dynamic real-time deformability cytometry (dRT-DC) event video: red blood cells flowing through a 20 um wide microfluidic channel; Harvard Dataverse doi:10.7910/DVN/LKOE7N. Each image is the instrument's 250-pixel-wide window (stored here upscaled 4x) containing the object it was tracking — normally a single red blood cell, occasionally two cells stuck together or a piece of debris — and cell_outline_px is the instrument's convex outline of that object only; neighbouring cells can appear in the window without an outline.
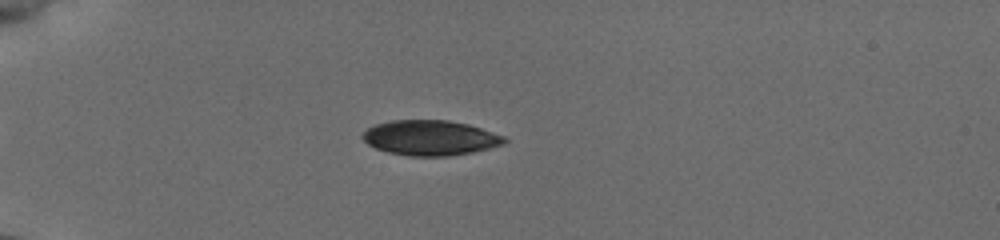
{"species": "common noctule bat (a hibernating species)", "species_latin": "Nyctalus noctula", "temperature_condition": "cold", "stored_images_in_passage": 16, "camera_frame_rate_fps": 3000, "um_per_image_px": 0.085, "animal": {"sex": "female", "body_mass_g": 19.5, "forearm_length_mm": 54.1}, "frame": {"image": 1, "passage_image": 6, "time_ms": 2.0, "image_size_px": [1000, 240], "cell_outline_px": [[508, 140], [504, 144], [472, 152], [448, 156], [408, 156], [388, 152], [376, 148], [368, 144], [360, 136], [368, 128], [376, 124], [392, 120], [448, 120], [468, 124], [504, 136]], "centroid_in_image_um": [36.56, 11.71], "position_along_channel_um": 48.4, "area_um2": 28.9}}
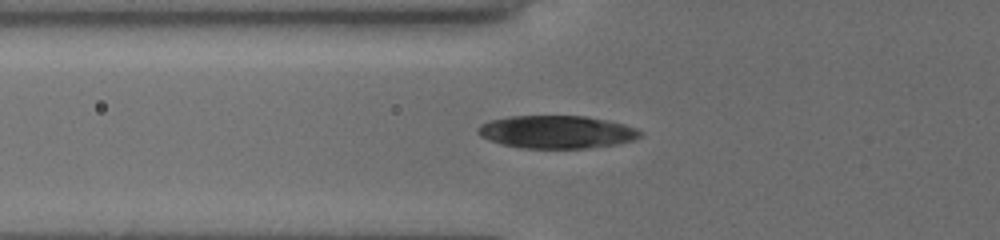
{"frame": {"image": 2, "passage_image": 12, "time_ms": 3.667, "image_size_px": [1000, 240], "cell_outline_px": [[644, 132], [640, 136], [632, 140], [616, 144], [588, 148], [520, 148], [500, 144], [488, 140], [480, 136], [476, 132], [480, 124], [492, 120], [512, 116], [584, 116], [608, 120], [624, 124], [636, 128]], "centroid_in_image_um": [47.3, 11.22], "position_along_channel_um": 78.5, "area_um2": 31.1}}
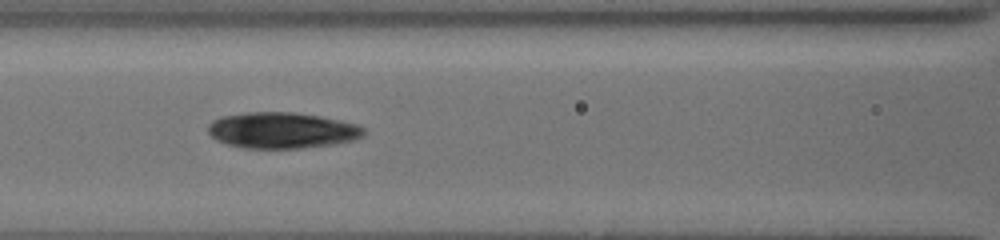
{"frame": {"image": 3, "passage_image": 15, "time_ms": 5.333, "image_size_px": [1000, 240], "cell_outline_px": [[368, 132], [364, 136], [352, 140], [332, 144], [300, 148], [244, 148], [224, 144], [216, 140], [208, 132], [208, 124], [212, 120], [220, 116], [248, 112], [292, 112], [320, 116], [340, 120], [356, 124], [364, 128]], "centroid_in_image_um": [23.95, 11.07], "position_along_channel_um": 142.7, "area_um2": 32.89}}